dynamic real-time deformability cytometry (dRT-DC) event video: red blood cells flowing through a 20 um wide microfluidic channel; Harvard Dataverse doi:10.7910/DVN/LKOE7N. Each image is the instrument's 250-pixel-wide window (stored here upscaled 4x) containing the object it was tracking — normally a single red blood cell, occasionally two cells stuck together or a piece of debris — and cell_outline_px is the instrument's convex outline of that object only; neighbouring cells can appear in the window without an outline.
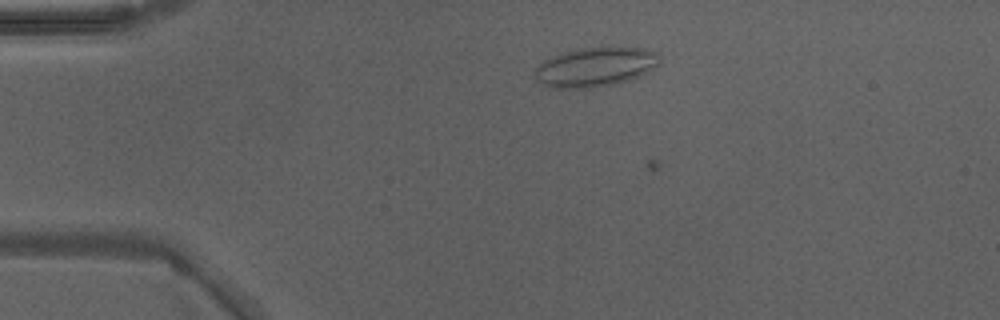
{"species": "Egyptian fruit bat (a non-hibernating species)", "species_latin": "Rousettus aegyptiacus", "temperature_condition": "warm", "stored_images_in_passage": 11, "camera_frame_rate_fps": 3000, "um_per_image_px": 0.085, "animal": {"sex": "male"}, "frame": {"image": 1, "passage_image": 10, "time_ms": 3.0, "image_size_px": [1000, 320], "cell_outline_px": [[660, 64], [648, 72], [640, 76], [628, 80], [612, 84], [592, 88], [552, 88], [536, 80], [536, 68], [544, 60], [552, 56], [564, 52], [580, 48], [644, 48], [656, 52], [660, 56]], "centroid_in_image_um": [50.63, 5.7], "position_along_channel_um": 34.4, "area_um2": 28.38}}